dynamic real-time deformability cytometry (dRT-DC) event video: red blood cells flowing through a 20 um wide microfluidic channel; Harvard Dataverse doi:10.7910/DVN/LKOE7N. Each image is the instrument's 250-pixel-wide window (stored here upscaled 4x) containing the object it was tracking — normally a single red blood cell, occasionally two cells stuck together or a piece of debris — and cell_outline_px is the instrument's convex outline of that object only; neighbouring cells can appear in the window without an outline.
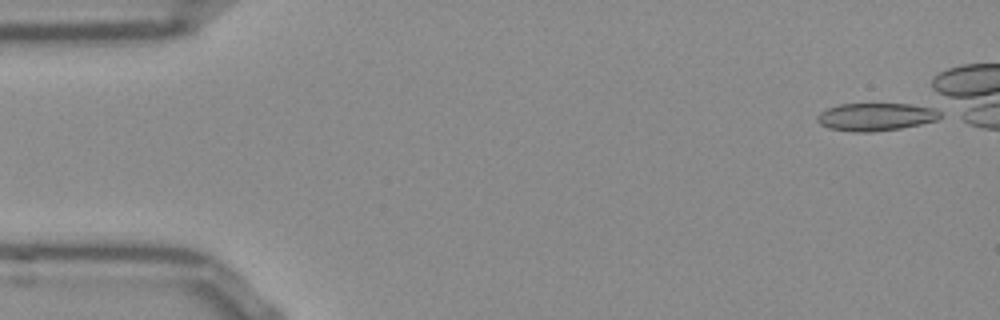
{"species": "Egyptian fruit bat (a non-hibernating species)", "species_latin": "Rousettus aegyptiacus", "temperature_condition": "room temperature", "stored_images_in_passage": 41, "camera_frame_rate_fps": 3000, "um_per_image_px": 0.085, "frame": {"image": 1, "passage_image": 1, "time_ms": 0.0, "image_size_px": [1000, 320], "cell_outline_px": [[944, 116], [936, 120], [920, 124], [900, 128], [872, 132], [852, 132], [828, 128], [820, 124], [816, 120], [820, 112], [828, 108], [840, 104], [912, 104], [932, 108], [940, 112]], "centroid_in_image_um": [74.44, 9.93], "position_along_channel_um": 10.6, "area_um2": 19.88}}
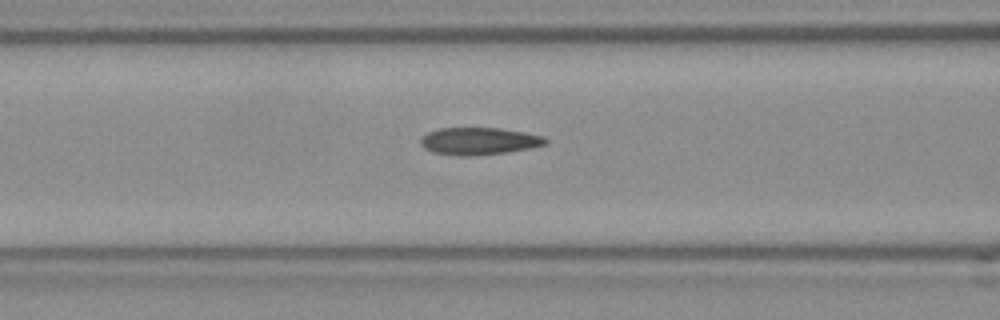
{"frame": {"image": 2, "passage_image": 19, "time_ms": 6.0, "image_size_px": [1000, 320], "cell_outline_px": [[548, 144], [532, 148], [508, 152], [476, 156], [460, 156], [432, 152], [424, 148], [420, 144], [420, 140], [428, 132], [440, 128], [500, 128], [524, 132], [544, 136], [548, 140]], "centroid_in_image_um": [40.75, 12.0], "position_along_channel_um": 125.8, "area_um2": 20.06}}
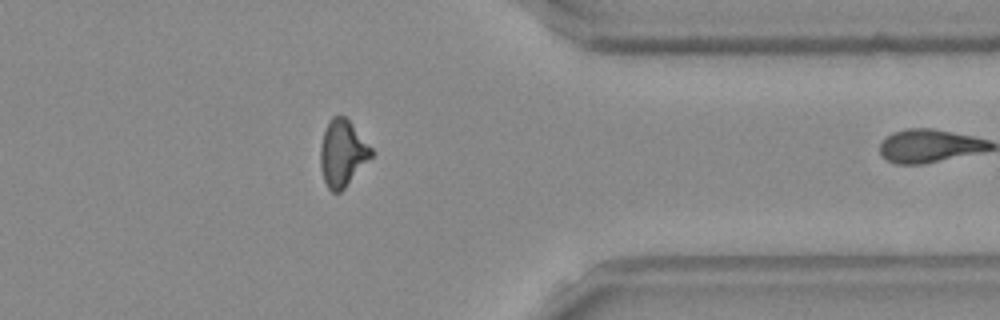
{"frame": {"image": 3, "passage_image": 40, "time_ms": 13.0, "image_size_px": [1000, 320], "cell_outline_px": [[372, 156], [344, 188], [340, 192], [332, 192], [328, 188], [324, 180], [320, 164], [320, 148], [324, 132], [328, 120], [332, 116], [344, 116], [348, 120], [372, 148]], "centroid_in_image_um": [29.09, 13.02], "position_along_channel_um": 382.3, "area_um2": 19.36}}